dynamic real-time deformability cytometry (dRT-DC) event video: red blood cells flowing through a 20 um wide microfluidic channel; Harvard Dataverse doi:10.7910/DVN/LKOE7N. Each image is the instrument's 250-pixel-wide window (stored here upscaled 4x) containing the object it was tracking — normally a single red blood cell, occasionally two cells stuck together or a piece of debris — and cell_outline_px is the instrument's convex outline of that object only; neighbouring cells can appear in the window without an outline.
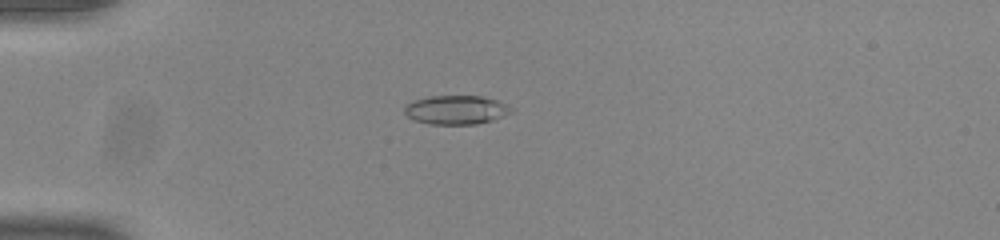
{"species": "common noctule bat (a hibernating species)", "species_latin": "Nyctalus noctula", "temperature_condition": "room temperature", "stored_images_in_passage": 39, "camera_frame_rate_fps": 3000, "um_per_image_px": 0.085, "animal": {"sex": "male", "body_mass_g": 20.0, "forearm_length_mm": 53.3}, "frame": {"image": 1, "passage_image": 1, "time_ms": 0.0, "image_size_px": [1000, 240], "cell_outline_px": [[512, 112], [492, 120], [476, 124], [428, 124], [416, 120], [408, 116], [404, 112], [404, 104], [412, 100], [428, 96], [480, 96], [496, 100], [512, 108]], "centroid_in_image_um": [38.71, 9.33], "position_along_channel_um": 46.3, "area_um2": 17.92}}
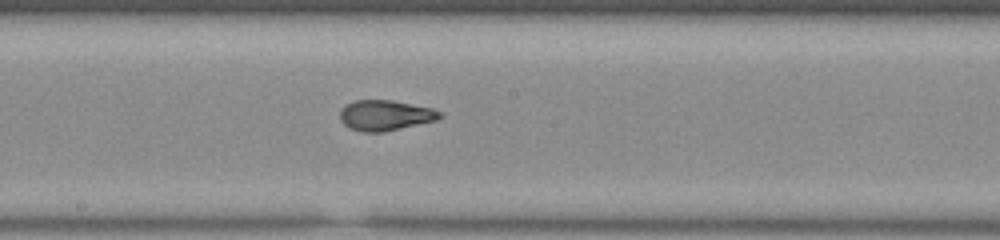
{"frame": {"image": 2, "passage_image": 16, "time_ms": 5.0, "image_size_px": [1000, 240], "cell_outline_px": [[444, 116], [436, 120], [384, 132], [364, 132], [348, 128], [340, 120], [340, 108], [356, 100], [392, 100], [432, 108], [440, 112]], "centroid_in_image_um": [32.73, 9.8], "position_along_channel_um": 215.5, "area_um2": 17.69}}
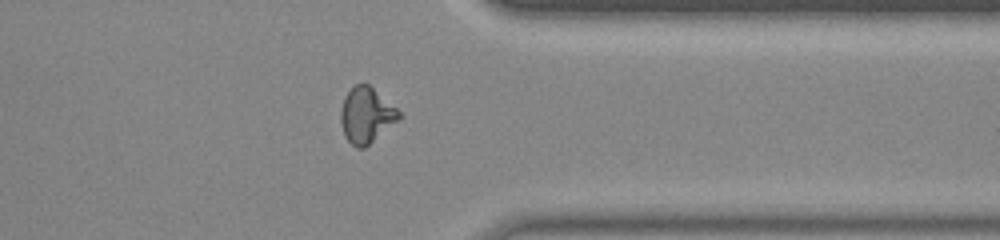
{"frame": {"image": 3, "passage_image": 29, "time_ms": 9.333, "image_size_px": [1000, 240], "cell_outline_px": [[400, 120], [364, 148], [356, 148], [344, 136], [340, 120], [340, 112], [344, 96], [356, 84], [368, 84], [396, 108], [400, 112]], "centroid_in_image_um": [31.13, 9.81], "position_along_channel_um": 380.3, "area_um2": 18.73}, "authors_computed_cell_mechanics": {"area_um2": 18.1492, "velocity_mm_per_s": 3.9046, "shape_relaxation_time_tau1_ms": 5.4936, "shape_relaxation_time_tau2_ms": 0.9413, "deformation_change_tau1": 0.2162, "deformation_change_tau2": 0.0726}}